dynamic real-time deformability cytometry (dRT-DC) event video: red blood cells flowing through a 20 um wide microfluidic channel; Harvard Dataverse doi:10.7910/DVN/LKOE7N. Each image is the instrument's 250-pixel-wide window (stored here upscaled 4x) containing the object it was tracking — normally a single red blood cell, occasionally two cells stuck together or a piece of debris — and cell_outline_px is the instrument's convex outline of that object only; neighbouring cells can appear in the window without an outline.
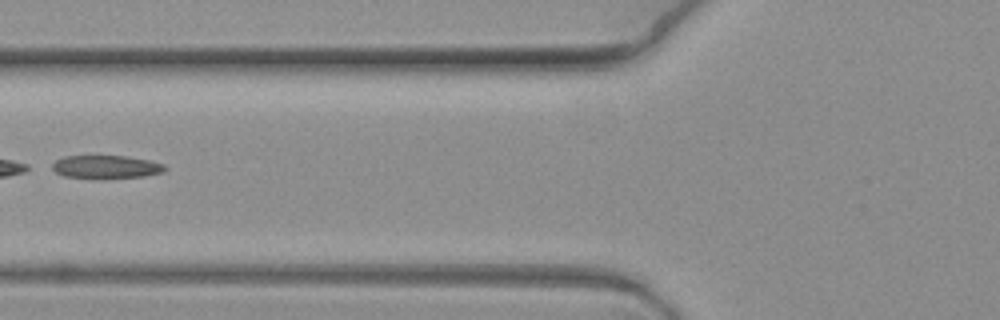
{"species": "common noctule bat (a hibernating species)", "species_latin": "Nyctalus noctula", "temperature_condition": "warm", "stored_images_in_passage": 3, "camera_frame_rate_fps": 3000, "um_per_image_px": 0.085, "animal": {"sex": "female", "body_mass_g": 19.3, "forearm_length_mm": 54.1}, "frame": {"image": 1, "passage_image": 3, "time_ms": 0.667, "image_size_px": [1000, 320], "cell_outline_px": [[168, 168], [164, 172], [144, 176], [92, 180], [64, 176], [56, 172], [52, 168], [52, 164], [56, 160], [64, 156], [124, 156], [148, 160], [164, 164]], "centroid_in_image_um": [9.01, 14.21], "position_along_channel_um": 116.8, "area_um2": 15.55}}